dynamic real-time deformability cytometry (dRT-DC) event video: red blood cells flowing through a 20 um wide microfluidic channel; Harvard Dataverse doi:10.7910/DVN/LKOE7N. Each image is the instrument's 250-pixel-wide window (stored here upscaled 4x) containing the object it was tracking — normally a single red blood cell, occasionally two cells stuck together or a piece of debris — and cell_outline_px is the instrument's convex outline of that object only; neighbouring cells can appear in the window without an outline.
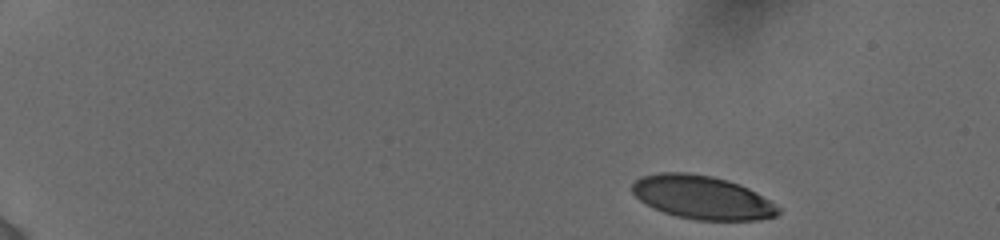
{"species": "human", "species_latin": "Homo sapiens", "temperature_condition": "cold", "stored_images_in_passage": 6, "camera_frame_rate_fps": 3000, "um_per_image_px": 0.085, "donor": {"sex": "female"}, "frame": {"image": 1, "passage_image": 1, "time_ms": 0.0, "image_size_px": [1000, 240], "cell_outline_px": [[780, 212], [776, 216], [760, 220], [696, 220], [676, 216], [664, 212], [640, 200], [632, 192], [632, 184], [640, 176], [660, 172], [688, 172], [712, 176], [728, 180], [740, 184], [756, 192], [780, 208]], "centroid_in_image_um": [59.69, 16.77], "position_along_channel_um": 25.3, "area_um2": 36.93}}
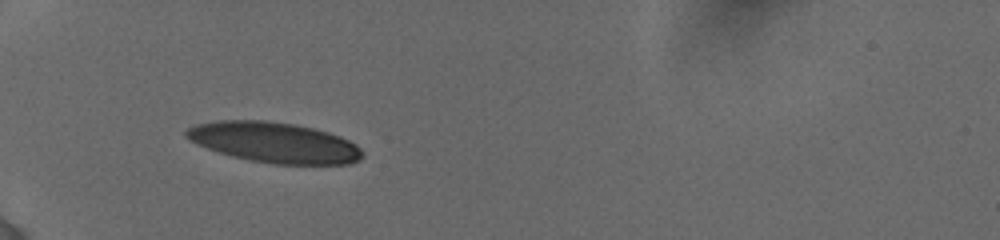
{"frame": {"image": 2, "passage_image": 5, "time_ms": 4.0, "image_size_px": [1000, 240], "cell_outline_px": [[364, 156], [360, 160], [348, 164], [276, 164], [252, 160], [232, 156], [208, 148], [184, 136], [184, 132], [188, 128], [196, 124], [216, 120], [268, 120], [296, 124], [328, 132], [340, 136], [356, 144], [364, 152]], "centroid_in_image_um": [23.35, 12.1], "position_along_channel_um": 61.6, "area_um2": 41.44}}